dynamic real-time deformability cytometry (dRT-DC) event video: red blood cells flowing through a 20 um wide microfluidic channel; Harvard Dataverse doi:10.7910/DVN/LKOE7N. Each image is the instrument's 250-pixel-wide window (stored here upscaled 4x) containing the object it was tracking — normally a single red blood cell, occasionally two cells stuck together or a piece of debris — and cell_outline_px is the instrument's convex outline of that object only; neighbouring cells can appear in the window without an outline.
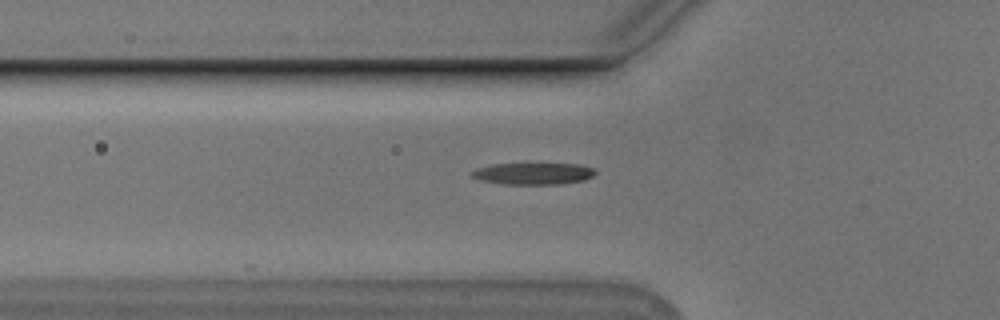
{"species": "Egyptian fruit bat (a non-hibernating species)", "species_latin": "Rousettus aegyptiacus", "temperature_condition": "cold", "stored_images_in_passage": 39, "camera_frame_rate_fps": 3000, "um_per_image_px": 0.085, "animal": {"sex": "male"}, "frame": {"image": 1, "passage_image": 3, "time_ms": 0.667, "image_size_px": [1000, 320], "cell_outline_px": [[596, 172], [592, 176], [584, 180], [560, 184], [500, 184], [480, 180], [472, 176], [472, 172], [476, 168], [492, 164], [580, 164], [592, 168]], "centroid_in_image_um": [45.31, 14.76], "position_along_channel_um": 80.5, "area_um2": 15.55}}
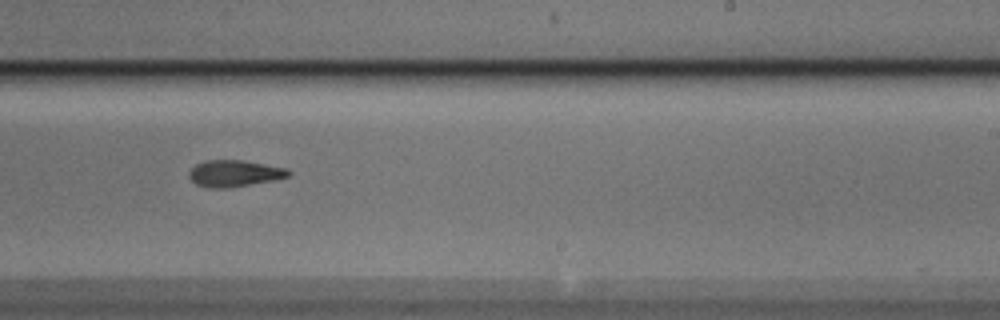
{"frame": {"image": 2, "passage_image": 18, "time_ms": 5.667, "image_size_px": [1000, 320], "cell_outline_px": [[292, 172], [288, 176], [276, 180], [228, 188], [208, 188], [196, 184], [188, 176], [188, 172], [196, 164], [204, 160], [244, 160], [284, 168]], "centroid_in_image_um": [19.9, 14.74], "position_along_channel_um": 269.1, "area_um2": 15.43}}
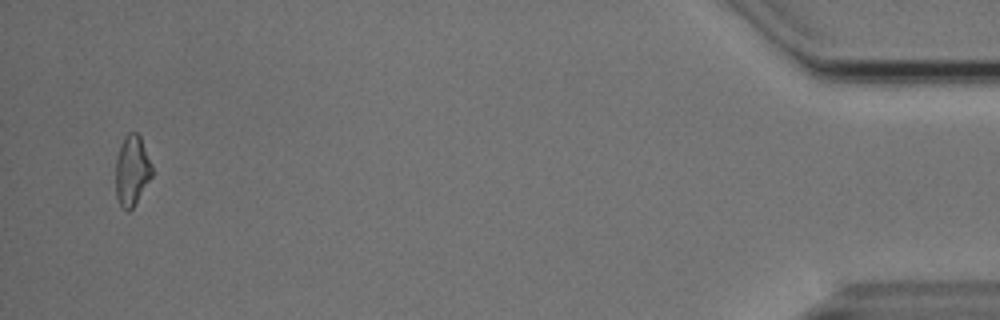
{"frame": {"image": 3, "passage_image": 37, "time_ms": 12.0, "image_size_px": [1000, 320], "cell_outline_px": [[152, 176], [132, 208], [128, 212], [120, 204], [116, 196], [116, 160], [124, 136], [128, 132], [136, 132], [140, 136], [152, 164]], "centroid_in_image_um": [11.22, 14.48], "position_along_channel_um": 424.0, "area_um2": 14.68}, "authors_computed_cell_mechanics": {"area_um2": 15.5482, "velocity_mm_per_s": 3.7571, "shape_relaxation_time_tau1_ms": 3.8805, "shape_relaxation_time_tau2_ms": 6.5874, "deformation_change_tau1": 0.1737, "deformation_change_tau2": 0.1508}}